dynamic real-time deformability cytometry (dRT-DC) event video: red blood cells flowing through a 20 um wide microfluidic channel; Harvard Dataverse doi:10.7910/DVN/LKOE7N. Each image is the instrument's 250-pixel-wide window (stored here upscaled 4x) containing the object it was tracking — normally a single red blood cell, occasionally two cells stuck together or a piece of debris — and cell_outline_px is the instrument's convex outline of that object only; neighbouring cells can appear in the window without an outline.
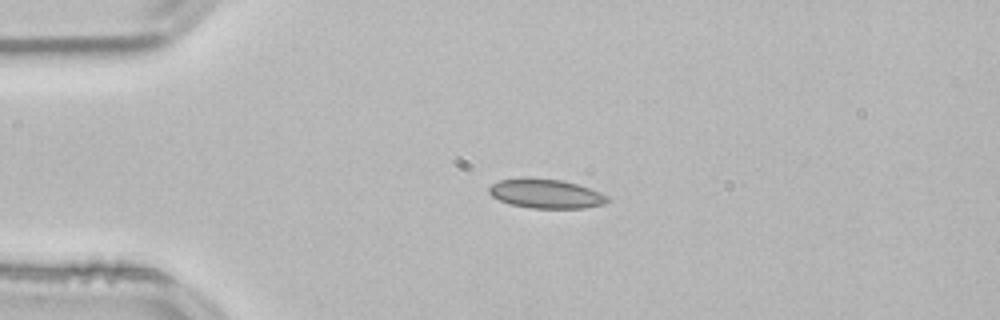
{"species": "common noctule bat (a hibernating species)", "species_latin": "Nyctalus noctula", "temperature_condition": "room temperature", "stored_images_in_passage": 42, "camera_frame_rate_fps": 3000, "um_per_image_px": 0.085, "animal": {"sex": "male", "body_mass_g": 21.5, "forearm_length_mm": 52.0}, "frame": {"image": 1, "passage_image": 1, "time_ms": 0.0, "image_size_px": [1000, 320], "cell_outline_px": [[612, 200], [604, 204], [584, 208], [532, 208], [508, 204], [492, 196], [488, 192], [488, 188], [492, 184], [500, 180], [520, 176], [528, 176], [560, 180], [576, 184], [600, 192], [608, 196]], "centroid_in_image_um": [46.37, 16.44], "position_along_channel_um": 38.6, "area_um2": 20.52}}
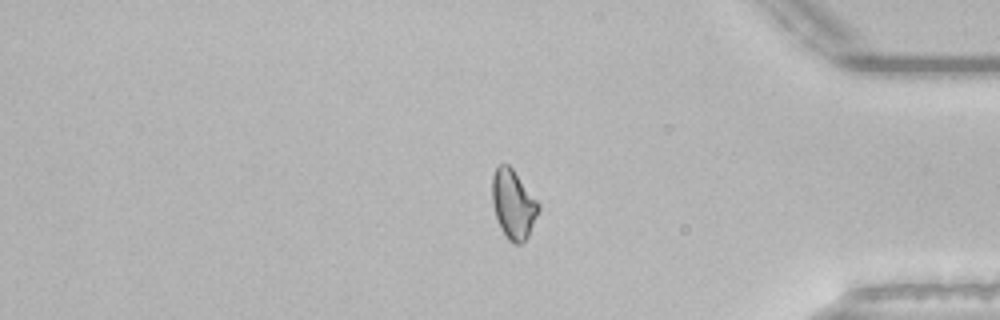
{"frame": {"image": 2, "passage_image": 33, "time_ms": 10.667, "image_size_px": [1000, 320], "cell_outline_px": [[540, 208], [528, 236], [520, 244], [516, 244], [508, 240], [500, 228], [496, 220], [492, 200], [492, 176], [496, 168], [500, 164], [508, 164], [512, 168], [540, 204]], "centroid_in_image_um": [43.61, 17.37], "position_along_channel_um": 391.6, "area_um2": 18.55}, "authors_computed_cell_mechanics": {"area_um2": 18.5538, "velocity_mm_per_s": 3.8265, "shape_relaxation_time_tau1_ms": null, "shape_relaxation_time_tau2_ms": 2.6494, "deformation_change_tau1": null, "deformation_change_tau2": 0.0505}}